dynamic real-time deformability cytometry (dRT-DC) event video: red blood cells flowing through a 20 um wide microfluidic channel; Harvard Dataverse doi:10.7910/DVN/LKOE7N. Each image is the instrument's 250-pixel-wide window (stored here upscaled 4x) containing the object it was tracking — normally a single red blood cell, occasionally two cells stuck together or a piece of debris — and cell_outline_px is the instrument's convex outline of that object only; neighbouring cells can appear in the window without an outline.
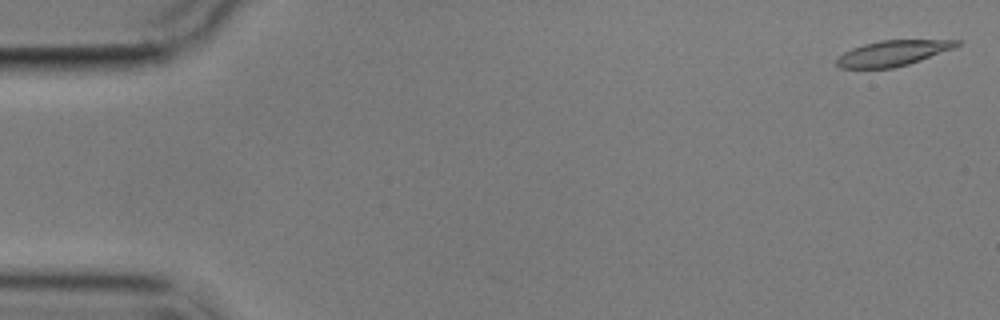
{"species": "common noctule bat (a hibernating species)", "species_latin": "Nyctalus noctula", "temperature_condition": "cold", "stored_images_in_passage": 5, "segment_of_instrument_passage": [2, 2], "camera_frame_rate_fps": 3000, "um_per_image_px": 0.085, "animal": {"sex": "male", "body_mass_g": 17.9}, "frame": {"image": 1, "passage_image": 5, "time_ms": 5.667, "image_size_px": [1000, 320], "cell_outline_px": [[960, 44], [956, 48], [908, 64], [892, 68], [840, 68], [836, 64], [836, 60], [844, 52], [852, 48], [864, 44], [880, 40], [960, 40]], "centroid_in_image_um": [75.91, 4.51], "position_along_channel_um": 9.1, "area_um2": 17.74}}